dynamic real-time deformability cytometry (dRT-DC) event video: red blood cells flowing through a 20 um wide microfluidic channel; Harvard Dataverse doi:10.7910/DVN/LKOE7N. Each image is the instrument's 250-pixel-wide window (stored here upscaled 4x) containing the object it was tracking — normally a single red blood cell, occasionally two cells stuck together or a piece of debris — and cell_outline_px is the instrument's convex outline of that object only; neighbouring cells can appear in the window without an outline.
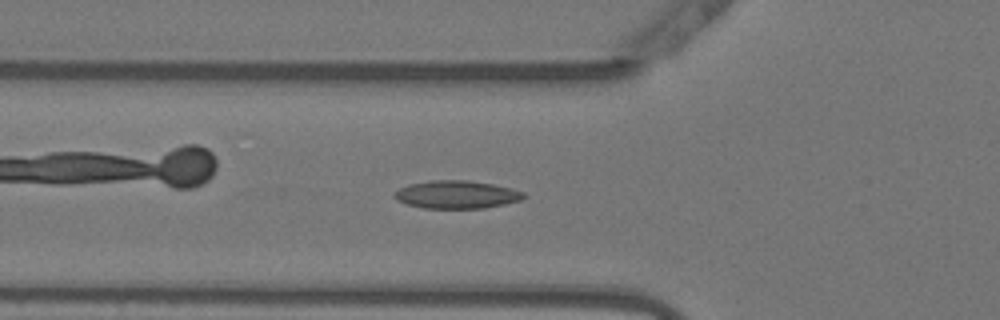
{"species": "Egyptian fruit bat (a non-hibernating species)", "species_latin": "Rousettus aegyptiacus", "temperature_condition": "warm", "stored_images_in_passage": 46, "camera_frame_rate_fps": 3000, "um_per_image_px": 0.085, "animal": {"sex": "female"}, "frame": {"image": 1, "passage_image": 11, "time_ms": 3.333, "image_size_px": [1000, 320], "cell_outline_px": [[528, 196], [520, 200], [504, 204], [484, 208], [424, 208], [408, 204], [396, 200], [392, 196], [400, 188], [408, 184], [432, 180], [468, 180], [492, 184], [524, 192]], "centroid_in_image_um": [38.8, 16.54], "position_along_channel_um": 87.0, "area_um2": 20.92}}
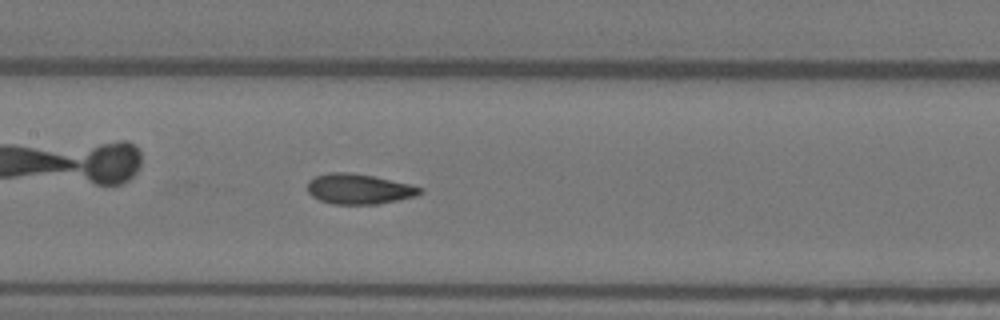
{"frame": {"image": 2, "passage_image": 18, "time_ms": 5.667, "image_size_px": [1000, 320], "cell_outline_px": [[424, 192], [416, 196], [376, 204], [332, 204], [320, 200], [312, 196], [308, 192], [308, 180], [316, 176], [332, 172], [348, 172], [372, 176], [408, 184], [424, 188]], "centroid_in_image_um": [30.5, 16.07], "position_along_channel_um": 176.9, "area_um2": 19.65}}
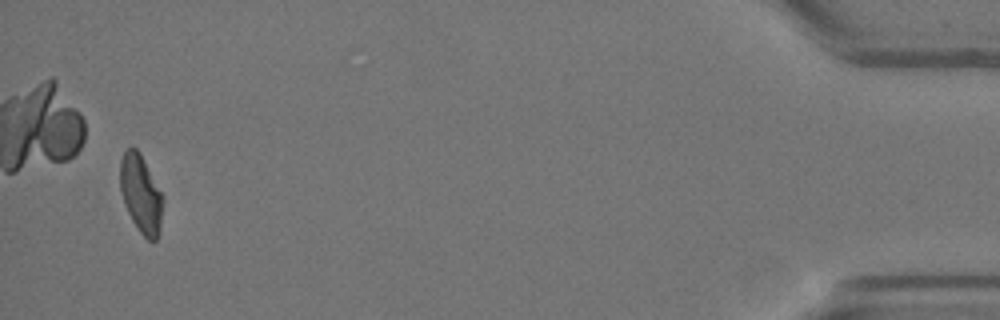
{"frame": {"image": 3, "passage_image": 44, "time_ms": 14.333, "image_size_px": [1000, 320], "cell_outline_px": [[164, 196], [160, 232], [156, 240], [148, 240], [140, 232], [132, 220], [124, 204], [120, 192], [120, 160], [124, 152], [132, 144], [140, 152]], "centroid_in_image_um": [11.98, 16.46], "position_along_channel_um": 423.2, "area_um2": 19.77}, "authors_computed_cell_mechanics": {"area_um2": 19.7965, "velocity_mm_per_s": 3.8107, "shape_relaxation_time_tau1_ms": 7.5909, "shape_relaxation_time_tau2_ms": 1.4745, "deformation_change_tau1": 0.2019, "deformation_change_tau2": 0.0723}}